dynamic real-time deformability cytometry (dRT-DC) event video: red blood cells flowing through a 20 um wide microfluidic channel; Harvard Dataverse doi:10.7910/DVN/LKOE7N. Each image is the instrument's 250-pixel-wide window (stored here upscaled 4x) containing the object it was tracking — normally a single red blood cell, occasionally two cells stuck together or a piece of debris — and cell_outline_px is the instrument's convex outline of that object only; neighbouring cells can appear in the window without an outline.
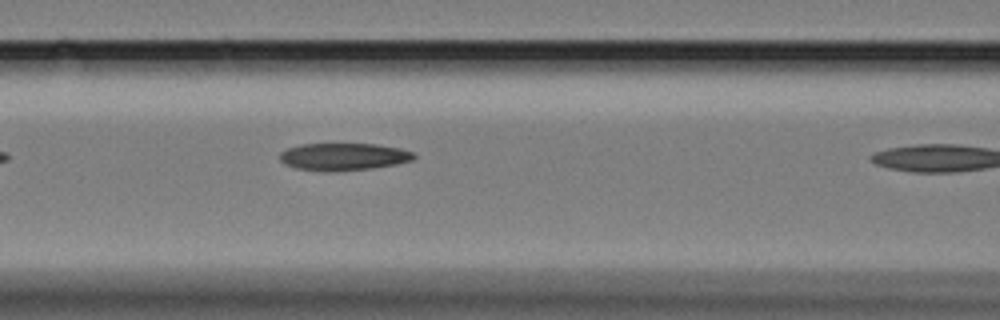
{"species": "Egyptian fruit bat (a non-hibernating species)", "species_latin": "Rousettus aegyptiacus", "temperature_condition": "cold", "stored_images_in_passage": 10, "camera_frame_rate_fps": 3000, "um_per_image_px": 0.085, "animal": {"sex": "female"}, "frame": {"image": 1, "passage_image": 9, "time_ms": 2.667, "image_size_px": [1000, 320], "cell_outline_px": [[416, 156], [412, 160], [396, 164], [372, 168], [296, 168], [284, 164], [280, 160], [280, 152], [288, 148], [300, 144], [376, 144], [400, 148], [412, 152]], "centroid_in_image_um": [29.23, 13.26], "position_along_channel_um": 137.4, "area_um2": 20.23}}